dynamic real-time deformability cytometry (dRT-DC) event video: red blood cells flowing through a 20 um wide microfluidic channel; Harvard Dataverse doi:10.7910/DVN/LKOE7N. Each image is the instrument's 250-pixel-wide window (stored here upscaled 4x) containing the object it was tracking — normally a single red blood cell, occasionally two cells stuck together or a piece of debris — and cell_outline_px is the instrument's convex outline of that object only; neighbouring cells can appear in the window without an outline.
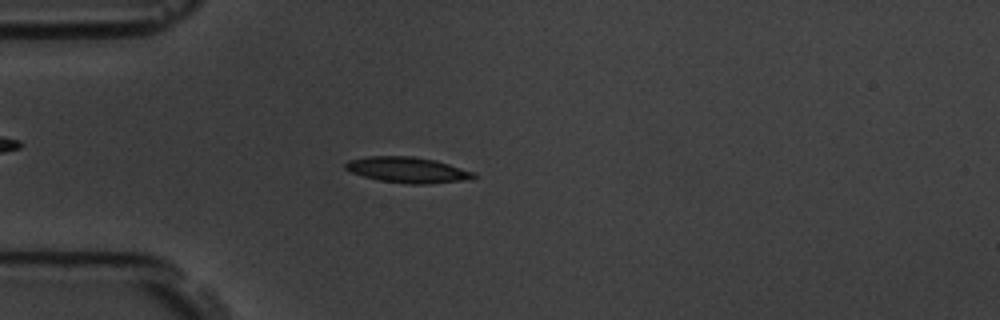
{"species": "common noctule bat (a hibernating species)", "species_latin": "Nyctalus noctula", "temperature_condition": "room temperature", "stored_images_in_passage": 5, "camera_frame_rate_fps": 3000, "um_per_image_px": 0.085, "animal": {"sex": "male", "body_mass_g": 19.5, "forearm_length_mm": 54.6}, "frame": {"image": 1, "passage_image": 4, "time_ms": 1.0, "image_size_px": [1000, 320], "cell_outline_px": [[476, 176], [460, 180], [428, 184], [408, 184], [380, 180], [364, 176], [352, 172], [344, 168], [344, 164], [348, 160], [368, 156], [412, 156], [436, 160], [476, 172]], "centroid_in_image_um": [34.62, 14.43], "position_along_channel_um": 50.4, "area_um2": 19.07}}